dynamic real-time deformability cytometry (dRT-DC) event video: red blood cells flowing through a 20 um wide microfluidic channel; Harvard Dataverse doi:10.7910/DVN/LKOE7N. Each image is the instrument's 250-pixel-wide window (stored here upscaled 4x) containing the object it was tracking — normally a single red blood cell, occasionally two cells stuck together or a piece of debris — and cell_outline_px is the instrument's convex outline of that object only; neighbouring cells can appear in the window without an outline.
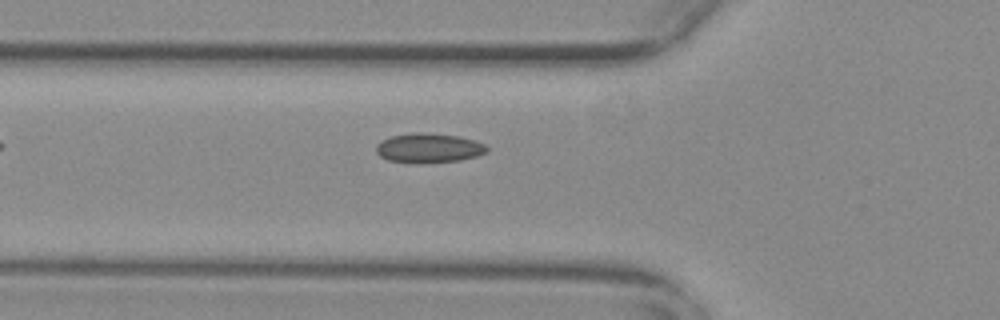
{"species": "common noctule bat (a hibernating species)", "species_latin": "Nyctalus noctula", "temperature_condition": "warm", "stored_images_in_passage": 36, "camera_frame_rate_fps": 3000, "um_per_image_px": 0.085, "animal": {"sex": "female", "body_mass_g": 29.2, "forearm_length_mm": 56.3}, "frame": {"image": 1, "passage_image": 2, "time_ms": 0.333, "image_size_px": [1000, 320], "cell_outline_px": [[488, 152], [476, 156], [460, 160], [388, 160], [380, 156], [376, 152], [376, 144], [380, 140], [392, 136], [412, 132], [420, 132], [456, 136], [472, 140], [484, 144], [488, 148]], "centroid_in_image_um": [36.43, 12.53], "position_along_channel_um": 89.4, "area_um2": 18.03}}
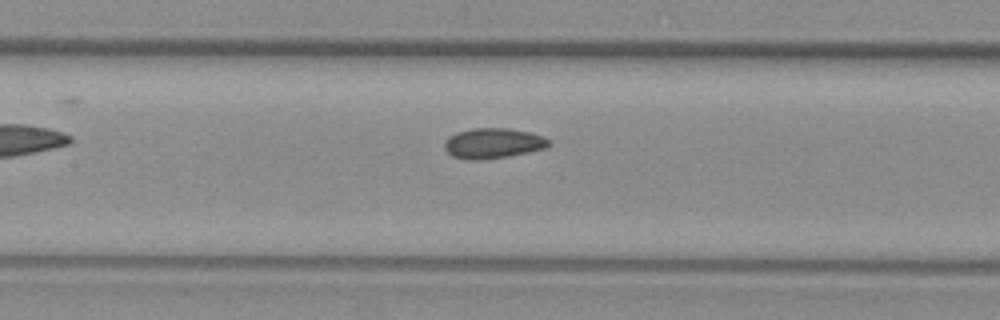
{"frame": {"image": 2, "passage_image": 8, "time_ms": 2.333, "image_size_px": [1000, 320], "cell_outline_px": [[552, 144], [548, 148], [508, 156], [480, 160], [468, 160], [452, 156], [444, 148], [444, 144], [448, 136], [456, 132], [472, 128], [508, 128], [528, 132], [540, 136], [548, 140]], "centroid_in_image_um": [41.89, 12.18], "position_along_channel_um": 165.5, "area_um2": 18.44}}
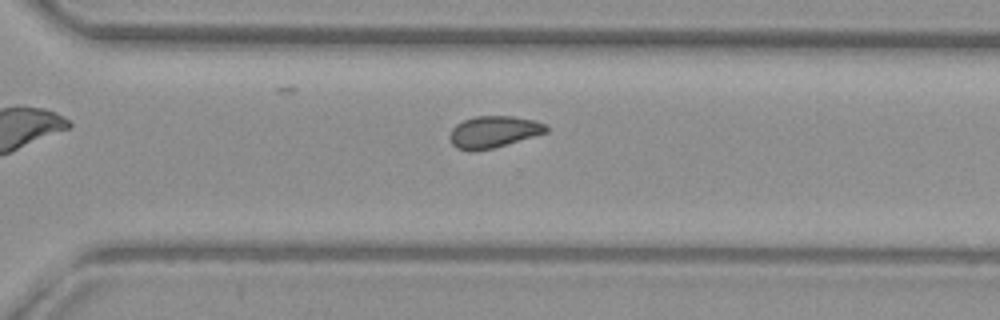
{"frame": {"image": 3, "passage_image": 21, "time_ms": 6.667, "image_size_px": [1000, 320], "cell_outline_px": [[548, 132], [492, 148], [472, 152], [456, 148], [452, 144], [448, 136], [452, 128], [456, 124], [464, 120], [476, 116], [512, 116], [536, 120], [548, 124]], "centroid_in_image_um": [41.95, 11.2], "position_along_channel_um": 328.7, "area_um2": 17.98}}